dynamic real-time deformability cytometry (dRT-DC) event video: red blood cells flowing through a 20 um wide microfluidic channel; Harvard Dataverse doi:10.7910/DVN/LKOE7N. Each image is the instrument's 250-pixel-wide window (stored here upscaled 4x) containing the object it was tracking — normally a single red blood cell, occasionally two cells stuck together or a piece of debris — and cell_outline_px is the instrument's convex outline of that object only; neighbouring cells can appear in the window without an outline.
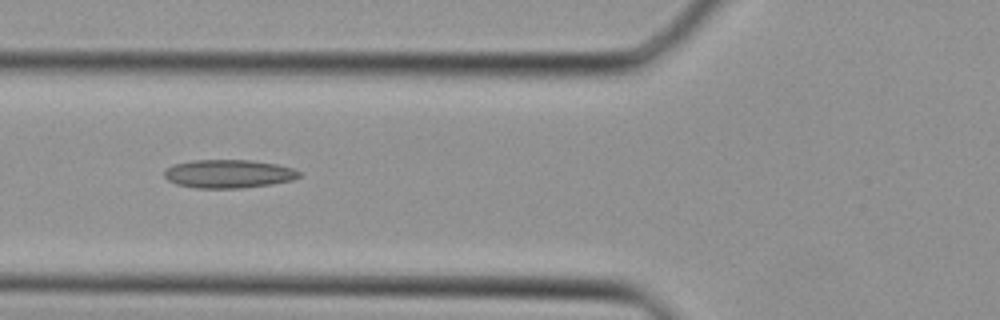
{"species": "Egyptian fruit bat (a non-hibernating species)", "species_latin": "Rousettus aegyptiacus", "temperature_condition": "cold", "stored_images_in_passage": 29, "camera_frame_rate_fps": 3000, "um_per_image_px": 0.085, "animal": {"sex": "female"}, "frame": {"image": 1, "passage_image": 7, "time_ms": 2.0, "image_size_px": [1000, 320], "cell_outline_px": [[300, 176], [292, 180], [272, 184], [240, 188], [196, 188], [176, 184], [168, 180], [164, 176], [164, 172], [172, 164], [192, 160], [252, 160], [276, 164], [292, 168], [300, 172]], "centroid_in_image_um": [19.41, 14.77], "position_along_channel_um": 106.4, "area_um2": 22.31}}
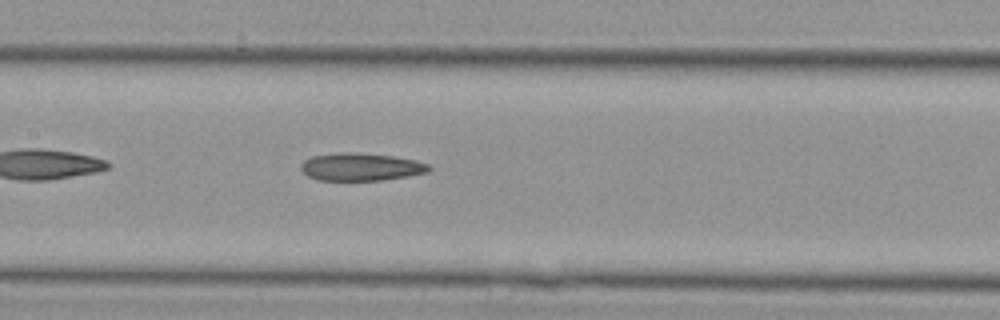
{"frame": {"image": 2, "passage_image": 11, "time_ms": 3.333, "image_size_px": [1000, 320], "cell_outline_px": [[432, 168], [428, 172], [408, 176], [380, 180], [316, 180], [308, 176], [300, 168], [300, 164], [304, 160], [312, 156], [340, 152], [352, 152], [392, 156], [416, 160], [428, 164]], "centroid_in_image_um": [30.66, 14.18], "position_along_channel_um": 176.7, "area_um2": 20.63}}
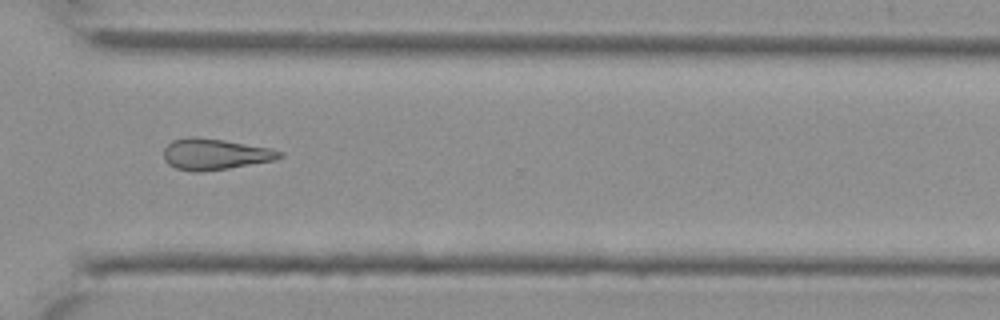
{"frame": {"image": 3, "passage_image": 21, "time_ms": 6.667, "image_size_px": [1000, 320], "cell_outline_px": [[284, 156], [276, 160], [228, 168], [200, 172], [192, 172], [176, 168], [168, 164], [164, 160], [164, 148], [172, 140], [188, 136], [196, 136], [224, 140], [272, 148], [284, 152]], "centroid_in_image_um": [18.28, 13.1], "position_along_channel_um": 352.3, "area_um2": 21.27}}